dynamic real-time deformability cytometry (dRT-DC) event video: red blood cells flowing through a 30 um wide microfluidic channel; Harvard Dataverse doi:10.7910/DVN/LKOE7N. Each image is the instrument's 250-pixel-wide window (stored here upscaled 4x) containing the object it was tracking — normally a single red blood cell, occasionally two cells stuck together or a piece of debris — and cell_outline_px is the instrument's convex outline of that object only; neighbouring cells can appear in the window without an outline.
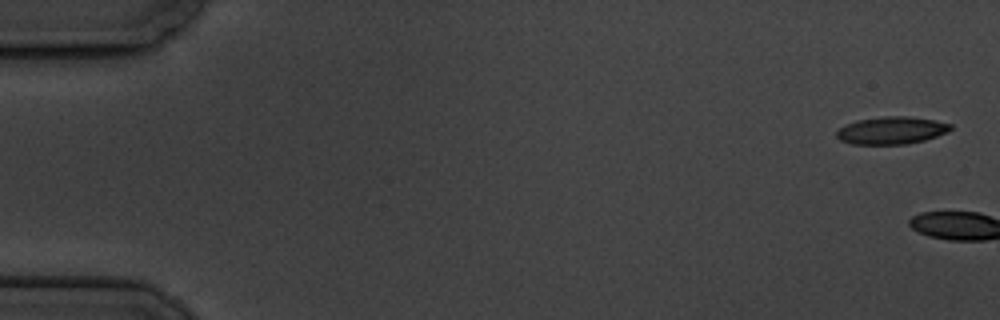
{"species": "common noctule bat (a hibernating species)", "species_latin": "Nyctalus noctula", "temperature_condition": "cold", "stored_images_in_passage": 2, "camera_frame_rate_fps": 3000, "um_per_image_px": 0.085, "animal": {"sex": "male", "body_mass_g": 19.5, "forearm_length_mm": 54.6}, "frame": {"image": 1, "passage_image": 1, "time_ms": 0.0, "image_size_px": [1000, 320], "cell_outline_px": [[952, 128], [948, 132], [924, 140], [908, 144], [852, 144], [840, 140], [836, 136], [836, 132], [844, 124], [856, 120], [884, 116], [908, 116], [936, 120], [952, 124]], "centroid_in_image_um": [75.77, 11.08], "position_along_channel_um": 9.2, "area_um2": 18.38}}